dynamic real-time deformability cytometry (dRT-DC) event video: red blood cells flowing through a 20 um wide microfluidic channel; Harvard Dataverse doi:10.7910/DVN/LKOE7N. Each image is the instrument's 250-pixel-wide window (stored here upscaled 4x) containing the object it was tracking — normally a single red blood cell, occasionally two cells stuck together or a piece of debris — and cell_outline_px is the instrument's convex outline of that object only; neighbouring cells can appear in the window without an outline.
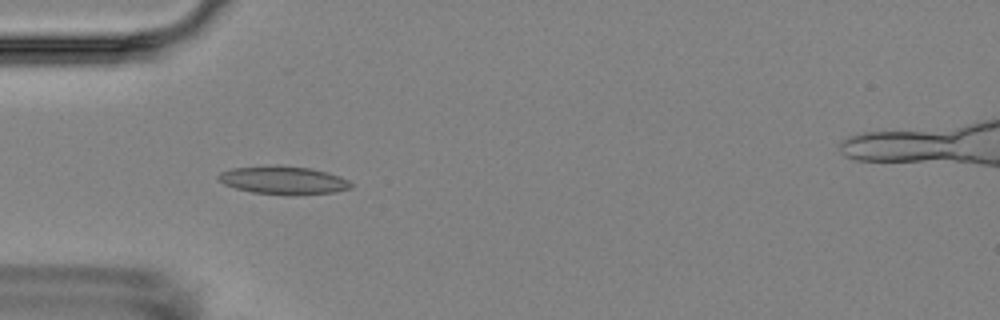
{"species": "Egyptian fruit bat (a non-hibernating species)", "species_latin": "Rousettus aegyptiacus", "temperature_condition": "room temperature", "stored_images_in_passage": 6, "camera_frame_rate_fps": 3000, "um_per_image_px": 0.085, "animal": {"sex": "female"}, "frame": {"image": 1, "passage_image": 5, "time_ms": 5.0, "image_size_px": [1000, 320], "cell_outline_px": [[352, 188], [332, 192], [292, 196], [288, 196], [252, 192], [236, 188], [224, 184], [216, 180], [216, 176], [220, 172], [232, 168], [276, 164], [312, 168], [328, 172], [340, 176], [348, 180], [352, 184]], "centroid_in_image_um": [24.06, 15.31], "position_along_channel_um": 60.9, "area_um2": 22.25}}